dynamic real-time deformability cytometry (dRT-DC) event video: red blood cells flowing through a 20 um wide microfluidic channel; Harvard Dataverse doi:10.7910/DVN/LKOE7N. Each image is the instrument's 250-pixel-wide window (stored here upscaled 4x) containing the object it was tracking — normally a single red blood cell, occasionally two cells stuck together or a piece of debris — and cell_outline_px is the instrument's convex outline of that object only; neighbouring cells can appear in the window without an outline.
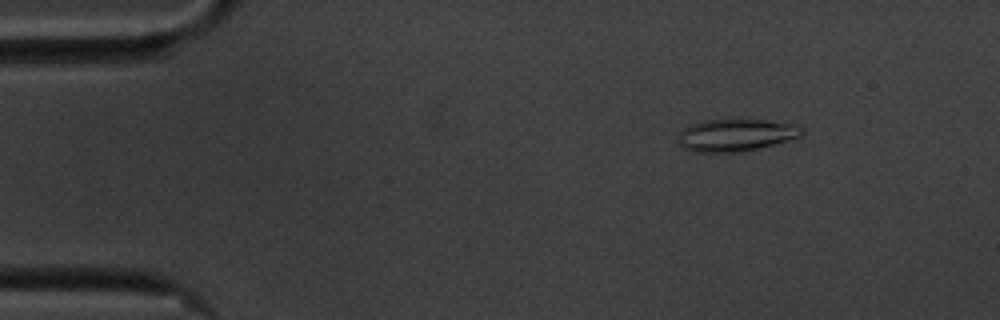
{"species": "common noctule bat (a hibernating species)", "species_latin": "Nyctalus noctula", "temperature_condition": "cold", "stored_images_in_passage": 52, "camera_frame_rate_fps": 3000, "um_per_image_px": 0.085, "animal": {"sex": "male", "body_mass_g": 20.1, "forearm_length_mm": 53.5}, "frame": {"image": 1, "passage_image": 2, "time_ms": 0.333, "image_size_px": [1000, 320], "cell_outline_px": [[804, 132], [800, 136], [788, 140], [740, 152], [696, 152], [684, 148], [680, 144], [680, 132], [684, 128], [692, 124], [704, 120], [764, 120], [792, 124], [804, 128]], "centroid_in_image_um": [62.55, 11.48], "position_along_channel_um": 22.4, "area_um2": 22.77}}
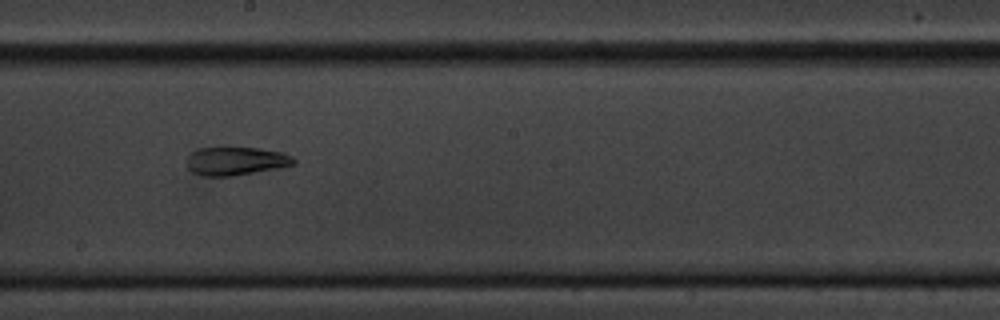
{"frame": {"image": 2, "passage_image": 26, "time_ms": 8.333, "image_size_px": [1000, 320], "cell_outline_px": [[296, 164], [280, 168], [232, 176], [200, 176], [192, 172], [188, 168], [188, 156], [196, 148], [224, 144], [260, 148], [280, 152], [292, 156], [296, 160]], "centroid_in_image_um": [20.02, 13.64], "position_along_channel_um": 228.2, "area_um2": 18.61}}
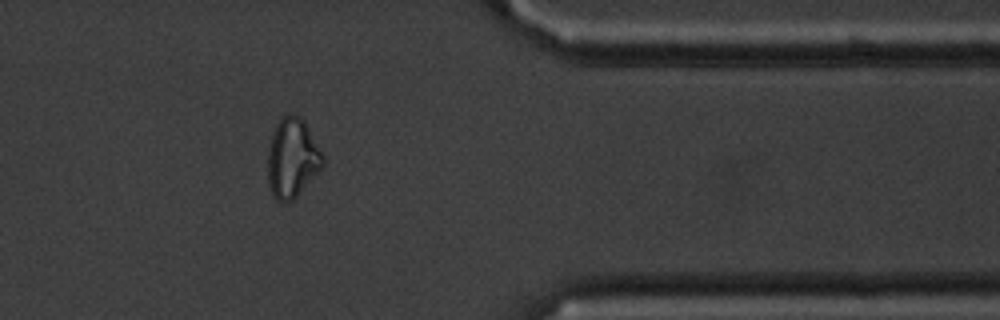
{"frame": {"image": 3, "passage_image": 41, "time_ms": 13.333, "image_size_px": [1000, 320], "cell_outline_px": [[324, 164], [296, 196], [288, 204], [276, 200], [272, 196], [268, 184], [268, 152], [272, 136], [276, 124], [288, 112], [292, 112], [304, 120], [324, 156]], "centroid_in_image_um": [24.83, 13.44], "position_along_channel_um": 386.6, "area_um2": 25.32}, "authors_computed_cell_mechanics": {"area_um2": 20.9525, "velocity_mm_per_s": 3.4941, "shape_relaxation_time_tau1_ms": null, "shape_relaxation_time_tau2_ms": 6.447, "deformation_change_tau1": null, "deformation_change_tau2": 0.17}}